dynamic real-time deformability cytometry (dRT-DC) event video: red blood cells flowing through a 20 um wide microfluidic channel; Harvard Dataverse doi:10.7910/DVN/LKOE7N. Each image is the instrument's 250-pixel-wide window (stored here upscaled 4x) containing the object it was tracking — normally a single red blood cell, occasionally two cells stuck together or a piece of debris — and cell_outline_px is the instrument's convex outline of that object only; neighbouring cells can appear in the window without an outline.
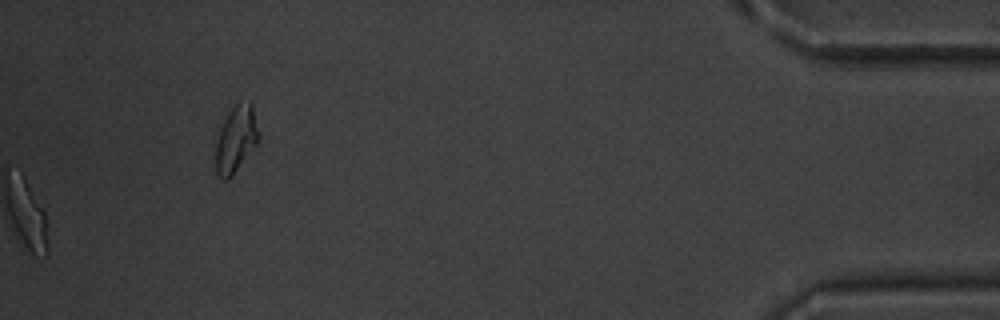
{"species": "common noctule bat (a hibernating species)", "species_latin": "Nyctalus noctula", "temperature_condition": "warm", "stored_images_in_passage": 54, "camera_frame_rate_fps": 3000, "um_per_image_px": 0.085, "animal": {"sex": "male", "body_mass_g": 20.1, "forearm_length_mm": 53.5}, "frame": {"image": 1, "passage_image": 54, "time_ms": 17.667, "image_size_px": [1000, 320], "cell_outline_px": [[260, 140], [232, 176], [224, 180], [220, 180], [216, 172], [216, 144], [220, 128], [228, 112], [240, 100], [252, 104], [260, 132]], "centroid_in_image_um": [20.08, 11.83], "position_along_channel_um": 415.1, "area_um2": 16.82}, "authors_computed_cell_mechanics": {"area_um2": 17.0221, "velocity_mm_per_s": 3.7977, "shape_relaxation_time_tau1_ms": 5.1662, "shape_relaxation_time_tau2_ms": 1.402, "deformation_change_tau1": 0.1662, "deformation_change_tau2": 0.0644}}